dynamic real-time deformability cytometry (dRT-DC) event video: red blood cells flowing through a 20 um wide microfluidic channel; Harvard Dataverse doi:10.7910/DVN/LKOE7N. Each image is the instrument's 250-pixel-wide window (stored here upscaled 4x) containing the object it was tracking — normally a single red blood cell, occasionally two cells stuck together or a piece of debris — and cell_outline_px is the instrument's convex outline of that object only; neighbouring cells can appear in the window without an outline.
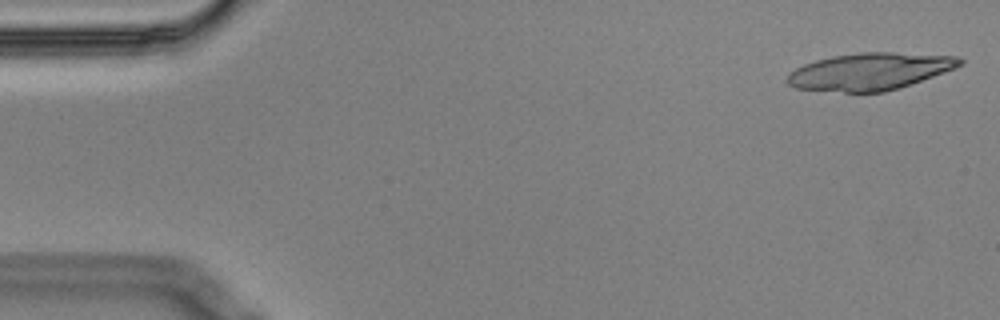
{"species": "Egyptian fruit bat (a non-hibernating species)", "species_latin": "Rousettus aegyptiacus", "temperature_condition": "cold", "stored_images_in_passage": 5, "camera_frame_rate_fps": 3000, "um_per_image_px": 0.085, "animal": {"sex": "male"}, "frame": {"image": 1, "passage_image": 1, "time_ms": 0.0, "image_size_px": [1000, 320], "cell_outline_px": [[964, 64], [956, 68], [900, 88], [884, 92], [844, 92], [796, 88], [788, 84], [784, 80], [788, 72], [804, 64], [816, 60], [832, 56], [860, 52], [892, 52], [956, 56], [964, 60]], "centroid_in_image_um": [73.94, 6.07], "position_along_channel_um": 11.1, "area_um2": 37.51}}